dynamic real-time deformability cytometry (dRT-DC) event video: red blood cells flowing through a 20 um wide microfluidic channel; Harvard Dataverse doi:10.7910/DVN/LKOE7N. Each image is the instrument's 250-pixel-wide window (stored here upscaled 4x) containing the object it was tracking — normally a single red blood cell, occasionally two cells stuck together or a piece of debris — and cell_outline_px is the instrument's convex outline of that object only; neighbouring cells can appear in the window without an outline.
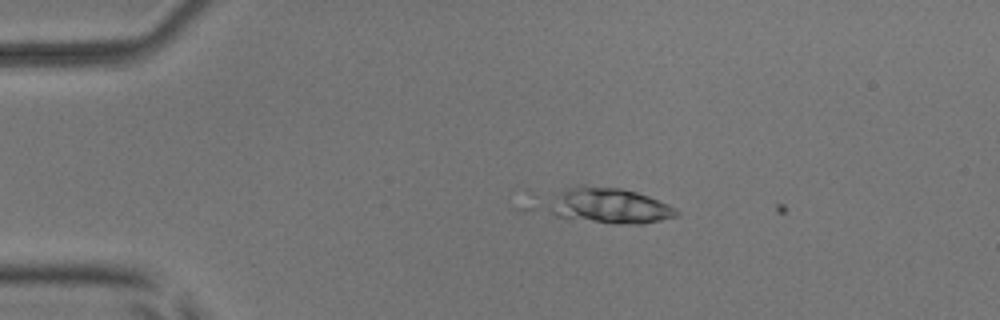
{"species": "common noctule bat (a hibernating species)", "species_latin": "Nyctalus noctula", "temperature_condition": "room temperature", "stored_images_in_passage": 2, "camera_frame_rate_fps": 3000, "um_per_image_px": 0.085, "animal": {"sex": "male", "body_mass_g": 17.9, "forearm_length_mm": 54.2}, "frame": {"image": 1, "passage_image": 1, "time_ms": 0.0, "image_size_px": [1000, 320], "cell_outline_px": [[680, 212], [676, 216], [644, 224], [612, 224], [520, 212], [516, 208], [528, 188], [576, 184], [584, 184], [620, 188], [636, 192], [648, 196], [668, 204], [676, 208]], "centroid_in_image_um": [50.59, 17.38], "position_along_channel_um": 34.4, "area_um2": 33.47}}